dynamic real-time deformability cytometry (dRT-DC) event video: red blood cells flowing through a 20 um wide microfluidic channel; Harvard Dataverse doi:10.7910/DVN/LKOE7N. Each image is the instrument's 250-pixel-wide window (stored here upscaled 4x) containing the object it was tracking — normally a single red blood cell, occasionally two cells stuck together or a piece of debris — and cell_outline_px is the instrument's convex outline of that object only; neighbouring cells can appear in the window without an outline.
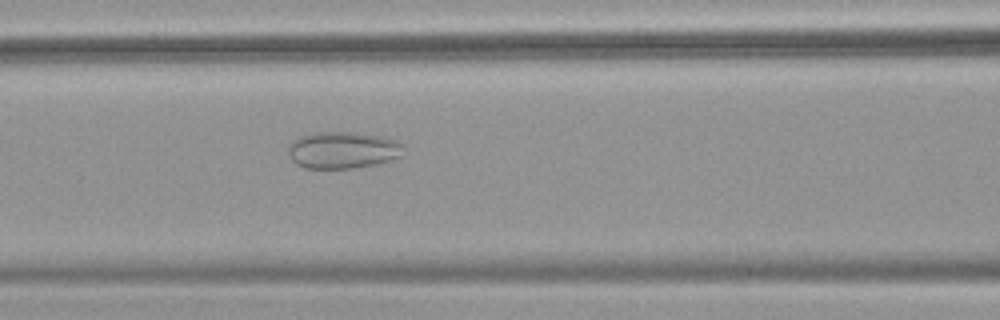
{"species": "common noctule bat (a hibernating species)", "species_latin": "Nyctalus noctula", "temperature_condition": "warm", "stored_images_in_passage": 54, "camera_frame_rate_fps": 3000, "um_per_image_px": 0.085, "animal": {"sex": "female", "body_mass_g": 18.4}, "frame": {"image": 1, "passage_image": 24, "time_ms": 7.667, "image_size_px": [1000, 320], "cell_outline_px": [[404, 156], [372, 164], [352, 168], [304, 168], [296, 164], [288, 156], [288, 144], [292, 140], [300, 136], [316, 132], [348, 132], [380, 136], [396, 140], [404, 144]], "centroid_in_image_um": [29.12, 12.75], "position_along_channel_um": 137.5, "area_um2": 24.85}}
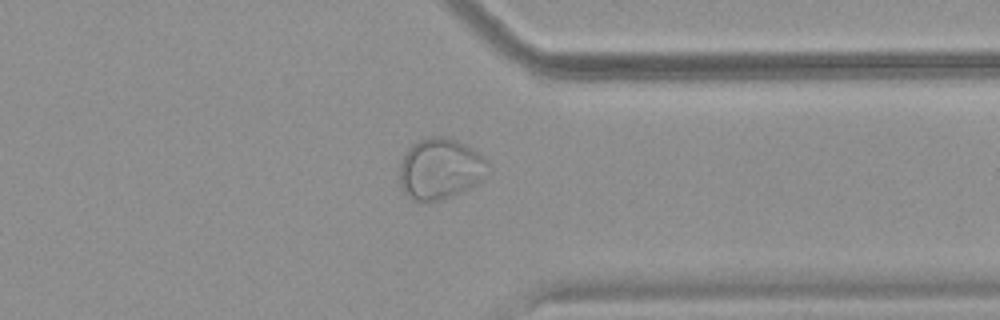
{"frame": {"image": 2, "passage_image": 43, "time_ms": 14.0, "image_size_px": [1000, 320], "cell_outline_px": [[488, 164], [480, 180], [468, 188], [440, 200], [412, 200], [400, 188], [400, 160], [408, 148], [412, 144], [420, 140], [432, 136], [444, 136], [456, 140], [472, 148]], "centroid_in_image_um": [37.34, 14.33], "position_along_channel_um": 374.1, "area_um2": 30.69}}
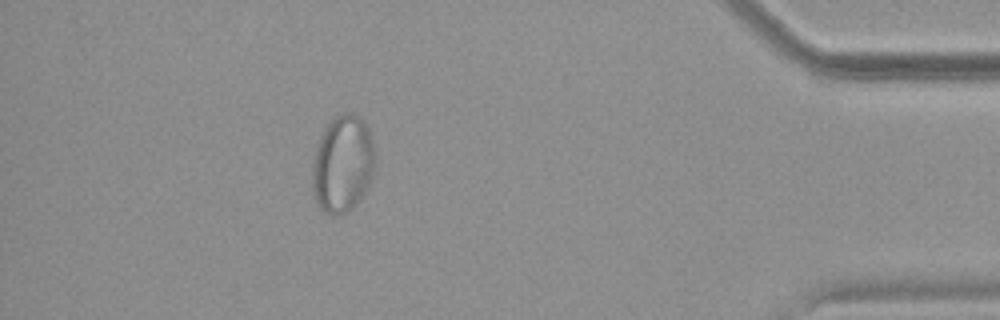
{"frame": {"image": 3, "passage_image": 49, "time_ms": 16.0, "image_size_px": [1000, 320], "cell_outline_px": [[376, 156], [372, 172], [368, 184], [356, 204], [344, 212], [336, 216], [332, 216], [324, 212], [320, 208], [316, 200], [312, 184], [312, 164], [316, 148], [320, 136], [324, 128], [336, 116], [344, 112], [348, 112], [364, 120], [372, 136]], "centroid_in_image_um": [29.12, 13.91], "position_along_channel_um": 406.1, "area_um2": 35.37}}